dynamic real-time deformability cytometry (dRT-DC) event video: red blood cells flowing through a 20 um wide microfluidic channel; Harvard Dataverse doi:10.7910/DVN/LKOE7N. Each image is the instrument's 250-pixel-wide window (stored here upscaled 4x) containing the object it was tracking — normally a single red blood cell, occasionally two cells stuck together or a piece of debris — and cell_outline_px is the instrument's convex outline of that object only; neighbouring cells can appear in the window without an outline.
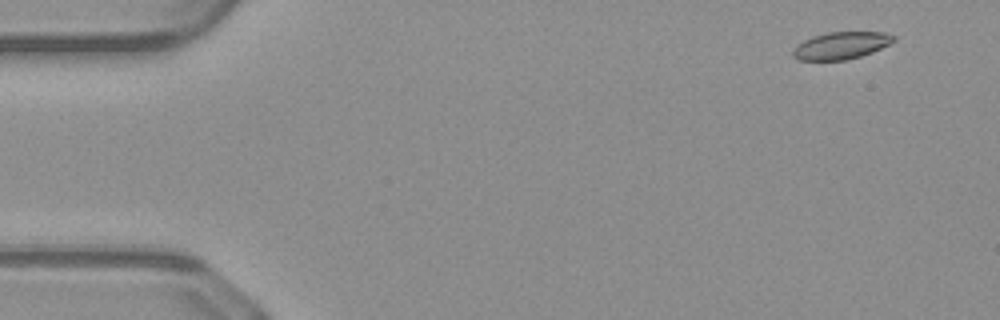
{"species": "common noctule bat (a hibernating species)", "species_latin": "Nyctalus noctula", "temperature_condition": "warm", "stored_images_in_passage": 48, "camera_frame_rate_fps": 3000, "um_per_image_px": 0.085, "animal": {"sex": "male", "body_mass_g": 23.1, "forearm_length_mm": 52.7}, "frame": {"image": 1, "passage_image": 1, "time_ms": 0.0, "image_size_px": [1000, 320], "cell_outline_px": [[896, 40], [872, 52], [860, 56], [844, 60], [796, 60], [792, 56], [792, 48], [796, 44], [812, 36], [828, 32], [884, 32], [896, 36]], "centroid_in_image_um": [71.44, 3.87], "position_along_channel_um": 13.6, "area_um2": 16.07}}
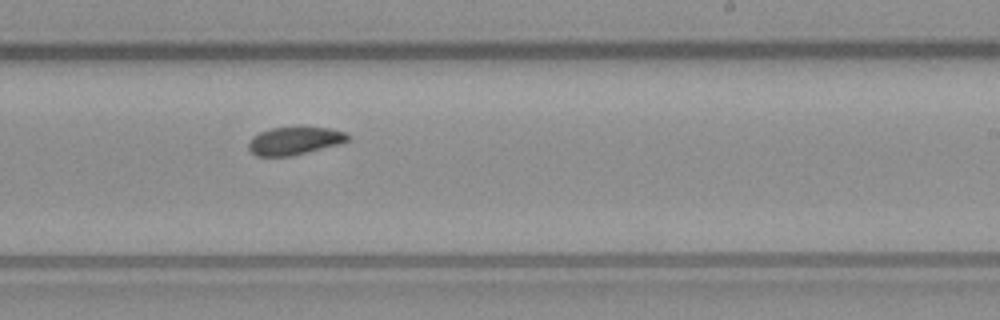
{"frame": {"image": 2, "passage_image": 28, "time_ms": 9.0, "image_size_px": [1000, 320], "cell_outline_px": [[348, 140], [340, 144], [292, 156], [256, 156], [248, 148], [248, 140], [252, 136], [268, 128], [300, 124], [304, 124], [328, 128], [348, 132]], "centroid_in_image_um": [25.03, 11.91], "position_along_channel_um": 264.0, "area_um2": 16.99}}
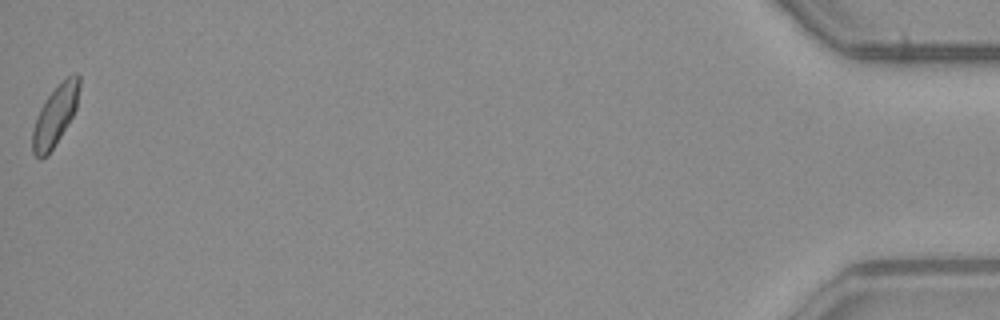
{"frame": {"image": 3, "passage_image": 48, "time_ms": 15.667, "image_size_px": [1000, 320], "cell_outline_px": [[80, 84], [76, 108], [72, 116], [48, 156], [40, 160], [32, 152], [32, 132], [36, 116], [40, 108], [48, 96], [60, 80], [76, 72], [80, 76]], "centroid_in_image_um": [4.68, 9.81], "position_along_channel_um": 430.5, "area_um2": 16.47}, "authors_computed_cell_mechanics": {"area_um2": 16.7331, "velocity_mm_per_s": 4.0929, "shape_relaxation_time_tau1_ms": 8.1182, "shape_relaxation_time_tau2_ms": 7.0966, "deformation_change_tau1": 0.1506, "deformation_change_tau2": 0.1216}}